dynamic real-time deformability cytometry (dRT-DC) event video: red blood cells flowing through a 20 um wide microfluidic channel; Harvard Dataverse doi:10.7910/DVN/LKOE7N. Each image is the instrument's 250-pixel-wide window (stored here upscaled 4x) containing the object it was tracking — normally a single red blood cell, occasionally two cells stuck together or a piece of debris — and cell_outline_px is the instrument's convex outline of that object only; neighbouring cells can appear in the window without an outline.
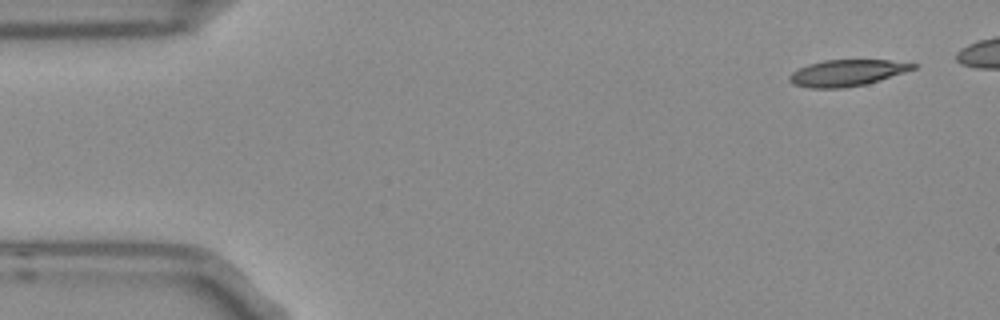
{"species": "Egyptian fruit bat (a non-hibernating species)", "species_latin": "Rousettus aegyptiacus", "temperature_condition": "room temperature", "stored_images_in_passage": 4, "camera_frame_rate_fps": 3000, "um_per_image_px": 0.085, "frame": {"image": 1, "passage_image": 1, "time_ms": 0.0, "image_size_px": [1000, 320], "cell_outline_px": [[920, 64], [916, 68], [880, 80], [864, 84], [844, 88], [808, 88], [792, 84], [788, 80], [788, 76], [792, 72], [808, 64], [824, 60], [888, 60]], "centroid_in_image_um": [71.97, 6.19], "position_along_channel_um": 13.0, "area_um2": 19.02}}